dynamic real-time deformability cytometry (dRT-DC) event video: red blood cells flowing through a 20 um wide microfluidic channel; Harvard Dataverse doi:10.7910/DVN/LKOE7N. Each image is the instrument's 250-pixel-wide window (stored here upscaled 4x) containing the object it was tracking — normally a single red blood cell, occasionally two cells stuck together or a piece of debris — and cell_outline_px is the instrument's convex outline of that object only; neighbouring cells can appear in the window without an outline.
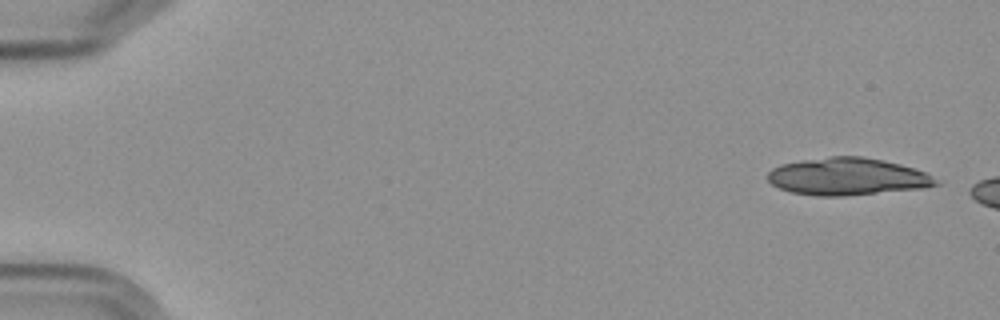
{"species": "Egyptian fruit bat (a non-hibernating species)", "species_latin": "Rousettus aegyptiacus", "temperature_condition": "cold", "stored_images_in_passage": 3, "camera_frame_rate_fps": 3000, "um_per_image_px": 0.085, "frame": {"image": 1, "passage_image": 1, "time_ms": 0.0, "image_size_px": [1000, 320], "cell_outline_px": [[940, 184], [920, 188], [840, 196], [816, 196], [792, 192], [780, 188], [772, 184], [768, 180], [768, 172], [772, 168], [780, 164], [804, 160], [832, 156], [860, 156], [884, 160], [900, 164], [924, 172], [936, 180]], "centroid_in_image_um": [71.98, 15.0], "position_along_channel_um": 13.0, "area_um2": 36.07}}